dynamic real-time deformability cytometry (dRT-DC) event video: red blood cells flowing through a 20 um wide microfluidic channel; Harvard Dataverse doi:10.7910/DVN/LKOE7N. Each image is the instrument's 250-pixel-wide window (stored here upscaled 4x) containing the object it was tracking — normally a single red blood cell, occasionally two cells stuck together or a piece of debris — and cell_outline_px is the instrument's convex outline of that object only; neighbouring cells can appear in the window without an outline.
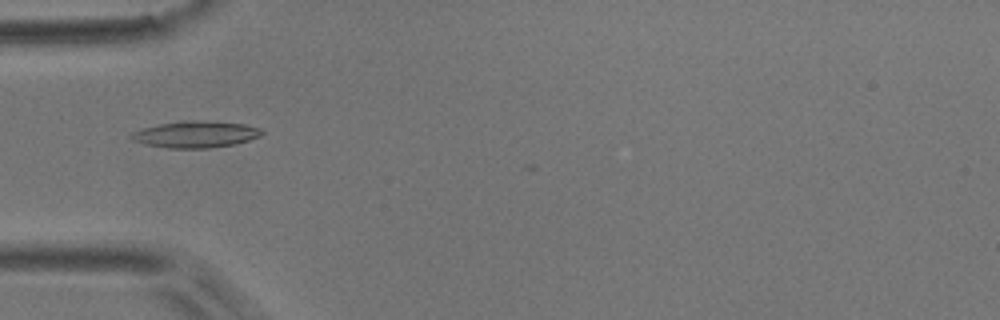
{"species": "common noctule bat (a hibernating species)", "species_latin": "Nyctalus noctula", "temperature_condition": "room temperature", "stored_images_in_passage": 3, "camera_frame_rate_fps": 3000, "um_per_image_px": 0.085, "animal": {"sex": "male", "body_mass_g": 17.9}, "frame": {"image": 1, "passage_image": 3, "time_ms": 3.667, "image_size_px": [1000, 320], "cell_outline_px": [[264, 132], [260, 136], [236, 144], [208, 148], [168, 148], [148, 144], [132, 140], [128, 136], [132, 132], [144, 128], [160, 124], [180, 120], [192, 120], [244, 124], [260, 128]], "centroid_in_image_um": [16.63, 11.42], "position_along_channel_um": 68.4, "area_um2": 20.06}}